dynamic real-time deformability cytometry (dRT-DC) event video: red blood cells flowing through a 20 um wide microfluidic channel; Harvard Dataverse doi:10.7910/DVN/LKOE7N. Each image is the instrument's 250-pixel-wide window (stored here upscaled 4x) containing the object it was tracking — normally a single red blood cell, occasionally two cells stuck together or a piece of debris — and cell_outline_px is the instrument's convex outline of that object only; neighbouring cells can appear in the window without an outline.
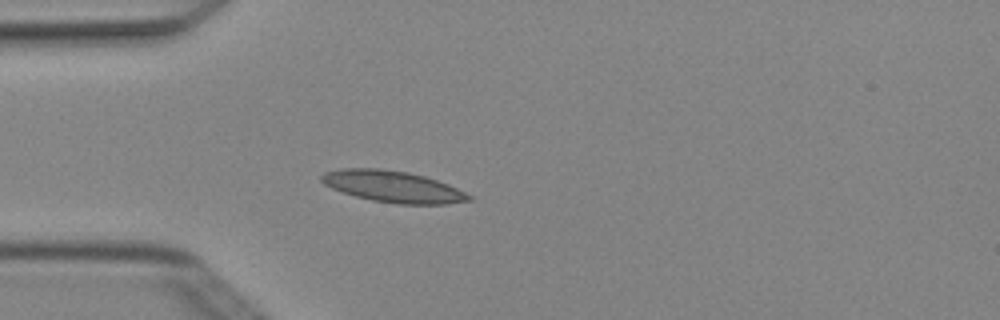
{"species": "Egyptian fruit bat (a non-hibernating species)", "species_latin": "Rousettus aegyptiacus", "temperature_condition": "cold", "stored_images_in_passage": 4, "camera_frame_rate_fps": 3000, "um_per_image_px": 0.085, "animal": {"sex": "female"}, "frame": {"image": 1, "passage_image": 4, "time_ms": 1.0, "image_size_px": [1000, 320], "cell_outline_px": [[472, 200], [448, 204], [396, 204], [372, 200], [356, 196], [332, 188], [324, 184], [320, 180], [320, 176], [324, 172], [340, 168], [380, 168], [408, 172], [424, 176], [448, 184], [472, 196]], "centroid_in_image_um": [33.38, 15.85], "position_along_channel_um": 51.6, "area_um2": 26.99}}